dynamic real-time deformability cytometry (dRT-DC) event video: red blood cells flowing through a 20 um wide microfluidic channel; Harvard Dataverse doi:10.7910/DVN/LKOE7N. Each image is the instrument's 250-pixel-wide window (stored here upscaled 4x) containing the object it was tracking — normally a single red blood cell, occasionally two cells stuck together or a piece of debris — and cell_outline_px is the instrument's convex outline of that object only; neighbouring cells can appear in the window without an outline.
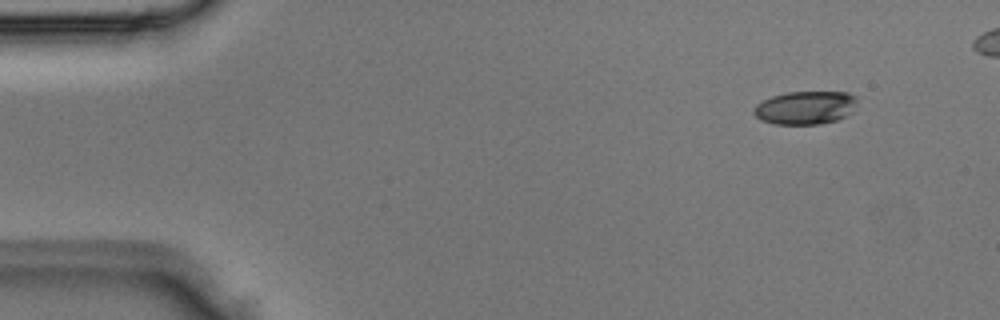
{"species": "Egyptian fruit bat (a non-hibernating species)", "species_latin": "Rousettus aegyptiacus", "temperature_condition": "room temperature", "stored_images_in_passage": 4, "camera_frame_rate_fps": 3000, "um_per_image_px": 0.085, "animal": {"sex": "male"}, "frame": {"image": 1, "passage_image": 1, "time_ms": 0.0, "image_size_px": [1000, 320], "cell_outline_px": [[856, 100], [848, 112], [844, 116], [836, 120], [820, 124], [776, 124], [760, 120], [752, 112], [756, 104], [772, 96], [788, 92], [848, 92], [856, 96]], "centroid_in_image_um": [68.39, 9.15], "position_along_channel_um": 16.6, "area_um2": 19.71}}